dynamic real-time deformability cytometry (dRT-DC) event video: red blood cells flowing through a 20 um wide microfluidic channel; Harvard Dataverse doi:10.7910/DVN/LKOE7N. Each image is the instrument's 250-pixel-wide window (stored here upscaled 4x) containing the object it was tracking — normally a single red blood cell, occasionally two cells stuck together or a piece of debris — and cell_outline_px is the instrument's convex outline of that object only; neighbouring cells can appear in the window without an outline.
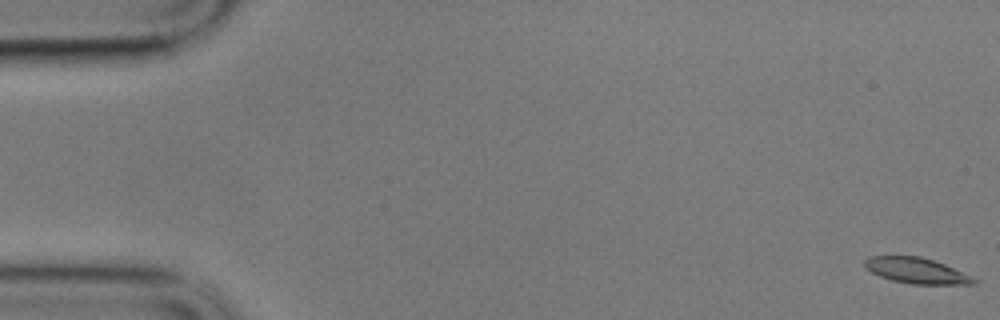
{"species": "common noctule bat (a hibernating species)", "species_latin": "Nyctalus noctula", "temperature_condition": "cold", "stored_images_in_passage": 59, "camera_frame_rate_fps": 3000, "um_per_image_px": 0.085, "animal": {"sex": "male", "body_mass_g": 17.9}, "frame": {"image": 1, "passage_image": 1, "time_ms": 0.0, "image_size_px": [1000, 320], "cell_outline_px": [[980, 280], [976, 284], [912, 284], [892, 280], [880, 276], [864, 268], [864, 260], [868, 256], [920, 256], [944, 264], [972, 276]], "centroid_in_image_um": [77.9, 23.0], "position_along_channel_um": 7.1, "area_um2": 16.36}}
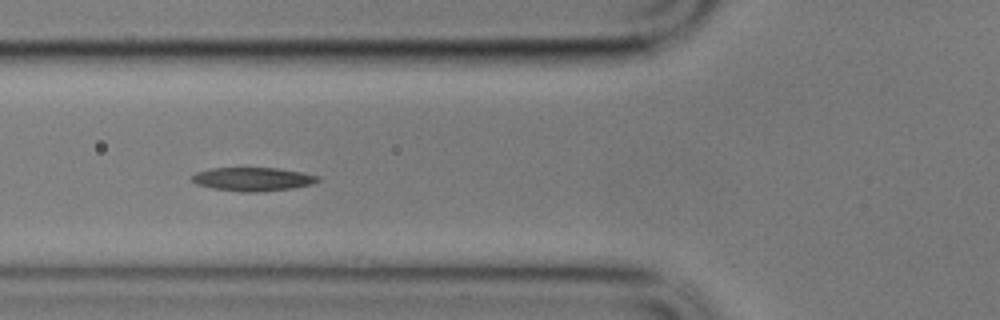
{"frame": {"image": 2, "passage_image": 22, "time_ms": 7.0, "image_size_px": [1000, 320], "cell_outline_px": [[320, 180], [312, 184], [292, 188], [256, 192], [244, 192], [212, 188], [196, 184], [192, 180], [192, 176], [196, 172], [212, 168], [276, 168], [300, 172], [320, 176]], "centroid_in_image_um": [21.49, 15.23], "position_along_channel_um": 104.3, "area_um2": 17.17}}
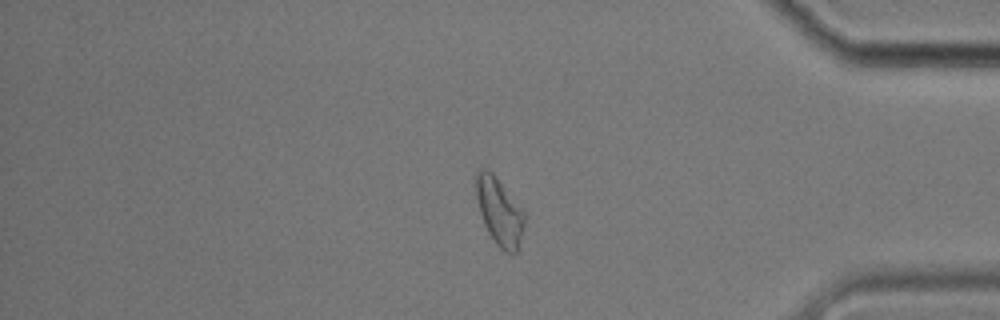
{"frame": {"image": 3, "passage_image": 50, "time_ms": 16.333, "image_size_px": [1000, 320], "cell_outline_px": [[524, 224], [516, 252], [504, 252], [496, 244], [488, 232], [484, 224], [480, 212], [476, 196], [472, 176], [480, 168], [488, 168], [492, 172], [524, 212]], "centroid_in_image_um": [42.38, 17.91], "position_along_channel_um": 392.8, "area_um2": 18.9}}